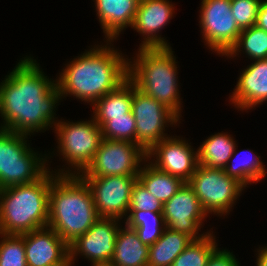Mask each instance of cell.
<instances>
[{
  "mask_svg": "<svg viewBox=\"0 0 267 266\" xmlns=\"http://www.w3.org/2000/svg\"><path fill=\"white\" fill-rule=\"evenodd\" d=\"M39 65L35 59L25 57L1 82V129L29 136L57 123L55 104L62 97L56 81L47 78Z\"/></svg>",
  "mask_w": 267,
  "mask_h": 266,
  "instance_id": "1",
  "label": "cell"
},
{
  "mask_svg": "<svg viewBox=\"0 0 267 266\" xmlns=\"http://www.w3.org/2000/svg\"><path fill=\"white\" fill-rule=\"evenodd\" d=\"M106 42L104 46L94 45L62 70L56 79L61 97L73 95L94 104L128 78V58L110 47L111 41Z\"/></svg>",
  "mask_w": 267,
  "mask_h": 266,
  "instance_id": "2",
  "label": "cell"
},
{
  "mask_svg": "<svg viewBox=\"0 0 267 266\" xmlns=\"http://www.w3.org/2000/svg\"><path fill=\"white\" fill-rule=\"evenodd\" d=\"M91 191L79 175H57L49 192L48 224L68 245L99 219Z\"/></svg>",
  "mask_w": 267,
  "mask_h": 266,
  "instance_id": "3",
  "label": "cell"
},
{
  "mask_svg": "<svg viewBox=\"0 0 267 266\" xmlns=\"http://www.w3.org/2000/svg\"><path fill=\"white\" fill-rule=\"evenodd\" d=\"M56 176L48 170L33 183L0 189V234L21 235L47 227L50 186Z\"/></svg>",
  "mask_w": 267,
  "mask_h": 266,
  "instance_id": "4",
  "label": "cell"
},
{
  "mask_svg": "<svg viewBox=\"0 0 267 266\" xmlns=\"http://www.w3.org/2000/svg\"><path fill=\"white\" fill-rule=\"evenodd\" d=\"M171 47H139L136 59H128V78L145 95L181 117L176 57Z\"/></svg>",
  "mask_w": 267,
  "mask_h": 266,
  "instance_id": "5",
  "label": "cell"
},
{
  "mask_svg": "<svg viewBox=\"0 0 267 266\" xmlns=\"http://www.w3.org/2000/svg\"><path fill=\"white\" fill-rule=\"evenodd\" d=\"M27 138L0 128V189L33 183L50 170L45 165L48 155H38L26 143Z\"/></svg>",
  "mask_w": 267,
  "mask_h": 266,
  "instance_id": "6",
  "label": "cell"
},
{
  "mask_svg": "<svg viewBox=\"0 0 267 266\" xmlns=\"http://www.w3.org/2000/svg\"><path fill=\"white\" fill-rule=\"evenodd\" d=\"M54 125L58 139V152L74 171L59 169L57 175H79L92 161L102 140L100 126L94 118L89 121L64 122ZM77 169V171H76ZM65 171V172H64Z\"/></svg>",
  "mask_w": 267,
  "mask_h": 266,
  "instance_id": "7",
  "label": "cell"
},
{
  "mask_svg": "<svg viewBox=\"0 0 267 266\" xmlns=\"http://www.w3.org/2000/svg\"><path fill=\"white\" fill-rule=\"evenodd\" d=\"M187 183L194 190L207 214L219 216L228 214L245 189L237 179L229 177L224 169L203 165H198Z\"/></svg>",
  "mask_w": 267,
  "mask_h": 266,
  "instance_id": "8",
  "label": "cell"
},
{
  "mask_svg": "<svg viewBox=\"0 0 267 266\" xmlns=\"http://www.w3.org/2000/svg\"><path fill=\"white\" fill-rule=\"evenodd\" d=\"M146 152L137 144L124 140H102L92 161L80 177L138 175Z\"/></svg>",
  "mask_w": 267,
  "mask_h": 266,
  "instance_id": "9",
  "label": "cell"
},
{
  "mask_svg": "<svg viewBox=\"0 0 267 266\" xmlns=\"http://www.w3.org/2000/svg\"><path fill=\"white\" fill-rule=\"evenodd\" d=\"M132 113L136 121V144L146 153L155 144L169 137L164 133L166 125L173 126L180 119L166 105L145 95L134 84Z\"/></svg>",
  "mask_w": 267,
  "mask_h": 266,
  "instance_id": "10",
  "label": "cell"
},
{
  "mask_svg": "<svg viewBox=\"0 0 267 266\" xmlns=\"http://www.w3.org/2000/svg\"><path fill=\"white\" fill-rule=\"evenodd\" d=\"M199 17L206 45L211 51L225 56L241 33L231 13L230 0H202Z\"/></svg>",
  "mask_w": 267,
  "mask_h": 266,
  "instance_id": "11",
  "label": "cell"
},
{
  "mask_svg": "<svg viewBox=\"0 0 267 266\" xmlns=\"http://www.w3.org/2000/svg\"><path fill=\"white\" fill-rule=\"evenodd\" d=\"M138 175L81 177L88 185L100 218L127 216L133 186Z\"/></svg>",
  "mask_w": 267,
  "mask_h": 266,
  "instance_id": "12",
  "label": "cell"
},
{
  "mask_svg": "<svg viewBox=\"0 0 267 266\" xmlns=\"http://www.w3.org/2000/svg\"><path fill=\"white\" fill-rule=\"evenodd\" d=\"M163 217L167 228L185 233L193 240L203 238L199 234L207 212L203 209L192 187L185 182L175 195L163 204ZM199 234V235H198Z\"/></svg>",
  "mask_w": 267,
  "mask_h": 266,
  "instance_id": "13",
  "label": "cell"
},
{
  "mask_svg": "<svg viewBox=\"0 0 267 266\" xmlns=\"http://www.w3.org/2000/svg\"><path fill=\"white\" fill-rule=\"evenodd\" d=\"M119 219L99 218L82 236L69 245V263L74 264L77 255L85 256L92 265L110 263L115 249Z\"/></svg>",
  "mask_w": 267,
  "mask_h": 266,
  "instance_id": "14",
  "label": "cell"
},
{
  "mask_svg": "<svg viewBox=\"0 0 267 266\" xmlns=\"http://www.w3.org/2000/svg\"><path fill=\"white\" fill-rule=\"evenodd\" d=\"M170 136L155 144L147 153V162L156 169L181 178L184 182L191 179L198 167V151H194L184 139ZM155 160V162H154Z\"/></svg>",
  "mask_w": 267,
  "mask_h": 266,
  "instance_id": "15",
  "label": "cell"
},
{
  "mask_svg": "<svg viewBox=\"0 0 267 266\" xmlns=\"http://www.w3.org/2000/svg\"><path fill=\"white\" fill-rule=\"evenodd\" d=\"M27 266H70L69 245L51 228L21 234Z\"/></svg>",
  "mask_w": 267,
  "mask_h": 266,
  "instance_id": "16",
  "label": "cell"
},
{
  "mask_svg": "<svg viewBox=\"0 0 267 266\" xmlns=\"http://www.w3.org/2000/svg\"><path fill=\"white\" fill-rule=\"evenodd\" d=\"M174 7L169 0L139 1L131 28L143 35L140 48L170 47L164 37L161 38V35L157 34L169 23L175 12Z\"/></svg>",
  "mask_w": 267,
  "mask_h": 266,
  "instance_id": "17",
  "label": "cell"
},
{
  "mask_svg": "<svg viewBox=\"0 0 267 266\" xmlns=\"http://www.w3.org/2000/svg\"><path fill=\"white\" fill-rule=\"evenodd\" d=\"M230 101L242 111L267 101V59L255 60L242 71Z\"/></svg>",
  "mask_w": 267,
  "mask_h": 266,
  "instance_id": "18",
  "label": "cell"
},
{
  "mask_svg": "<svg viewBox=\"0 0 267 266\" xmlns=\"http://www.w3.org/2000/svg\"><path fill=\"white\" fill-rule=\"evenodd\" d=\"M139 1L95 0V9L106 41L116 40L123 29L132 26Z\"/></svg>",
  "mask_w": 267,
  "mask_h": 266,
  "instance_id": "19",
  "label": "cell"
},
{
  "mask_svg": "<svg viewBox=\"0 0 267 266\" xmlns=\"http://www.w3.org/2000/svg\"><path fill=\"white\" fill-rule=\"evenodd\" d=\"M133 82L127 78L116 89L98 99L94 104L93 118L100 128L111 117L127 116L132 111Z\"/></svg>",
  "mask_w": 267,
  "mask_h": 266,
  "instance_id": "20",
  "label": "cell"
},
{
  "mask_svg": "<svg viewBox=\"0 0 267 266\" xmlns=\"http://www.w3.org/2000/svg\"><path fill=\"white\" fill-rule=\"evenodd\" d=\"M149 246L144 244L136 231L126 224L120 227L111 264L115 266H148Z\"/></svg>",
  "mask_w": 267,
  "mask_h": 266,
  "instance_id": "21",
  "label": "cell"
},
{
  "mask_svg": "<svg viewBox=\"0 0 267 266\" xmlns=\"http://www.w3.org/2000/svg\"><path fill=\"white\" fill-rule=\"evenodd\" d=\"M192 241L187 234L166 227L162 236L149 246L148 266H171Z\"/></svg>",
  "mask_w": 267,
  "mask_h": 266,
  "instance_id": "22",
  "label": "cell"
},
{
  "mask_svg": "<svg viewBox=\"0 0 267 266\" xmlns=\"http://www.w3.org/2000/svg\"><path fill=\"white\" fill-rule=\"evenodd\" d=\"M231 135H211L198 147V164L209 168L224 169L237 145Z\"/></svg>",
  "mask_w": 267,
  "mask_h": 266,
  "instance_id": "23",
  "label": "cell"
},
{
  "mask_svg": "<svg viewBox=\"0 0 267 266\" xmlns=\"http://www.w3.org/2000/svg\"><path fill=\"white\" fill-rule=\"evenodd\" d=\"M137 178L162 204L171 199L185 183L181 178L162 172L150 163L140 168Z\"/></svg>",
  "mask_w": 267,
  "mask_h": 266,
  "instance_id": "24",
  "label": "cell"
},
{
  "mask_svg": "<svg viewBox=\"0 0 267 266\" xmlns=\"http://www.w3.org/2000/svg\"><path fill=\"white\" fill-rule=\"evenodd\" d=\"M125 224L134 229L139 239L146 245H153L166 228L162 213L149 211H128Z\"/></svg>",
  "mask_w": 267,
  "mask_h": 266,
  "instance_id": "25",
  "label": "cell"
},
{
  "mask_svg": "<svg viewBox=\"0 0 267 266\" xmlns=\"http://www.w3.org/2000/svg\"><path fill=\"white\" fill-rule=\"evenodd\" d=\"M236 147L237 146H235L234 152L231 158L229 159L228 163L226 164L224 171L229 177L237 179L245 187L251 184V182L258 183V181L262 180L265 177L267 172L265 170L262 161H260V156L254 155L253 157H251L252 153H250V155L247 156L246 159L245 158L241 159L240 158V155L242 154L241 152L244 151H240L241 154L239 153L236 154L237 153ZM246 151L251 152V150L248 149ZM235 159H237V163L235 162L236 161Z\"/></svg>",
  "mask_w": 267,
  "mask_h": 266,
  "instance_id": "26",
  "label": "cell"
},
{
  "mask_svg": "<svg viewBox=\"0 0 267 266\" xmlns=\"http://www.w3.org/2000/svg\"><path fill=\"white\" fill-rule=\"evenodd\" d=\"M240 51L245 52L253 61L267 59V32L256 25L241 30L236 44L226 56L233 58Z\"/></svg>",
  "mask_w": 267,
  "mask_h": 266,
  "instance_id": "27",
  "label": "cell"
},
{
  "mask_svg": "<svg viewBox=\"0 0 267 266\" xmlns=\"http://www.w3.org/2000/svg\"><path fill=\"white\" fill-rule=\"evenodd\" d=\"M215 239L212 232L203 238L193 240L171 266H206L209 257L218 248Z\"/></svg>",
  "mask_w": 267,
  "mask_h": 266,
  "instance_id": "28",
  "label": "cell"
},
{
  "mask_svg": "<svg viewBox=\"0 0 267 266\" xmlns=\"http://www.w3.org/2000/svg\"><path fill=\"white\" fill-rule=\"evenodd\" d=\"M104 139L124 140L136 144V121L132 111L127 116L111 117L101 127Z\"/></svg>",
  "mask_w": 267,
  "mask_h": 266,
  "instance_id": "29",
  "label": "cell"
},
{
  "mask_svg": "<svg viewBox=\"0 0 267 266\" xmlns=\"http://www.w3.org/2000/svg\"><path fill=\"white\" fill-rule=\"evenodd\" d=\"M0 235V266H27L23 237Z\"/></svg>",
  "mask_w": 267,
  "mask_h": 266,
  "instance_id": "30",
  "label": "cell"
},
{
  "mask_svg": "<svg viewBox=\"0 0 267 266\" xmlns=\"http://www.w3.org/2000/svg\"><path fill=\"white\" fill-rule=\"evenodd\" d=\"M261 1L262 0H230L231 13L240 30L255 25Z\"/></svg>",
  "mask_w": 267,
  "mask_h": 266,
  "instance_id": "31",
  "label": "cell"
},
{
  "mask_svg": "<svg viewBox=\"0 0 267 266\" xmlns=\"http://www.w3.org/2000/svg\"><path fill=\"white\" fill-rule=\"evenodd\" d=\"M163 212V204L158 201L143 184L137 180L133 186L128 211Z\"/></svg>",
  "mask_w": 267,
  "mask_h": 266,
  "instance_id": "32",
  "label": "cell"
},
{
  "mask_svg": "<svg viewBox=\"0 0 267 266\" xmlns=\"http://www.w3.org/2000/svg\"><path fill=\"white\" fill-rule=\"evenodd\" d=\"M206 266H239V264L232 252L217 248L209 257Z\"/></svg>",
  "mask_w": 267,
  "mask_h": 266,
  "instance_id": "33",
  "label": "cell"
},
{
  "mask_svg": "<svg viewBox=\"0 0 267 266\" xmlns=\"http://www.w3.org/2000/svg\"><path fill=\"white\" fill-rule=\"evenodd\" d=\"M255 25L267 32V0L261 1Z\"/></svg>",
  "mask_w": 267,
  "mask_h": 266,
  "instance_id": "34",
  "label": "cell"
},
{
  "mask_svg": "<svg viewBox=\"0 0 267 266\" xmlns=\"http://www.w3.org/2000/svg\"><path fill=\"white\" fill-rule=\"evenodd\" d=\"M257 260H256V265L257 266H267V246L261 247L260 249L257 250Z\"/></svg>",
  "mask_w": 267,
  "mask_h": 266,
  "instance_id": "35",
  "label": "cell"
},
{
  "mask_svg": "<svg viewBox=\"0 0 267 266\" xmlns=\"http://www.w3.org/2000/svg\"><path fill=\"white\" fill-rule=\"evenodd\" d=\"M92 266H115V265H113L111 263H102V264H94Z\"/></svg>",
  "mask_w": 267,
  "mask_h": 266,
  "instance_id": "36",
  "label": "cell"
}]
</instances>
